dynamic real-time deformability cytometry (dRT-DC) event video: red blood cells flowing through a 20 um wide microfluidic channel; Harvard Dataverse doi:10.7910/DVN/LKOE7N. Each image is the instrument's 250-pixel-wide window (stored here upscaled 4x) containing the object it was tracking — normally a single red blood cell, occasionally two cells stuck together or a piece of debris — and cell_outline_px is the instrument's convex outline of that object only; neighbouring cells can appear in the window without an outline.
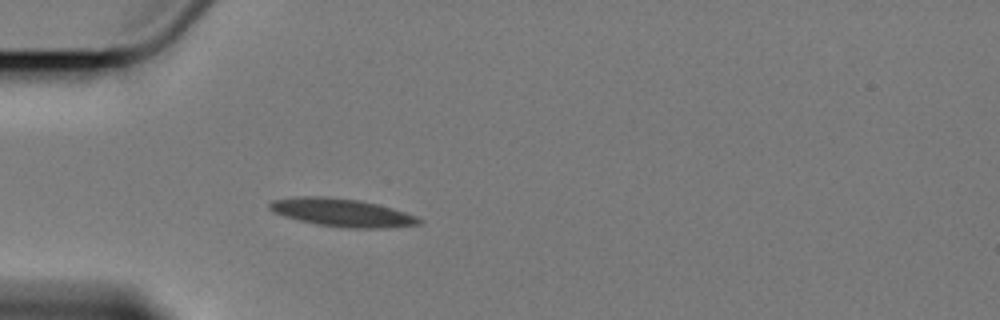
{"species": "Egyptian fruit bat (a non-hibernating species)", "species_latin": "Rousettus aegyptiacus", "temperature_condition": "cold", "stored_images_in_passage": 5, "camera_frame_rate_fps": 3000, "um_per_image_px": 0.085, "animal": {"sex": "female"}, "frame": {"image": 1, "passage_image": 5, "time_ms": 5.0, "image_size_px": [1000, 320], "cell_outline_px": [[424, 220], [420, 224], [388, 228], [340, 228], [316, 224], [284, 216], [272, 212], [268, 208], [268, 204], [272, 200], [300, 196], [328, 196], [360, 200], [392, 208], [416, 216]], "centroid_in_image_um": [29.05, 18.07], "position_along_channel_um": 55.9, "area_um2": 24.57}}